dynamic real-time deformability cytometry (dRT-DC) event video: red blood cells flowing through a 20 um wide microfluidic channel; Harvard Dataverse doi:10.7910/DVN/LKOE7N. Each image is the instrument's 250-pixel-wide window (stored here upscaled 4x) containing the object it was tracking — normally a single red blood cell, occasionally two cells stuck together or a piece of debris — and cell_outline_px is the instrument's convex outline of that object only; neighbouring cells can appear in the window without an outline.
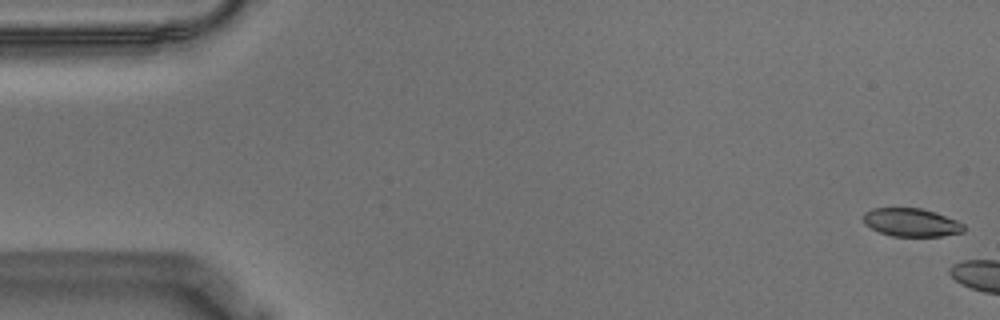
{"species": "Egyptian fruit bat (a non-hibernating species)", "species_latin": "Rousettus aegyptiacus", "temperature_condition": "warm", "stored_images_in_passage": 5, "camera_frame_rate_fps": 3000, "um_per_image_px": 0.085, "animal": {"sex": "male"}, "frame": {"image": 1, "passage_image": 1, "time_ms": 0.0, "image_size_px": [1000, 320], "cell_outline_px": [[964, 232], [940, 236], [892, 236], [880, 232], [864, 224], [864, 212], [872, 208], [920, 208], [936, 212], [956, 220], [964, 224]], "centroid_in_image_um": [77.46, 18.9], "position_along_channel_um": 7.5, "area_um2": 16.47}}